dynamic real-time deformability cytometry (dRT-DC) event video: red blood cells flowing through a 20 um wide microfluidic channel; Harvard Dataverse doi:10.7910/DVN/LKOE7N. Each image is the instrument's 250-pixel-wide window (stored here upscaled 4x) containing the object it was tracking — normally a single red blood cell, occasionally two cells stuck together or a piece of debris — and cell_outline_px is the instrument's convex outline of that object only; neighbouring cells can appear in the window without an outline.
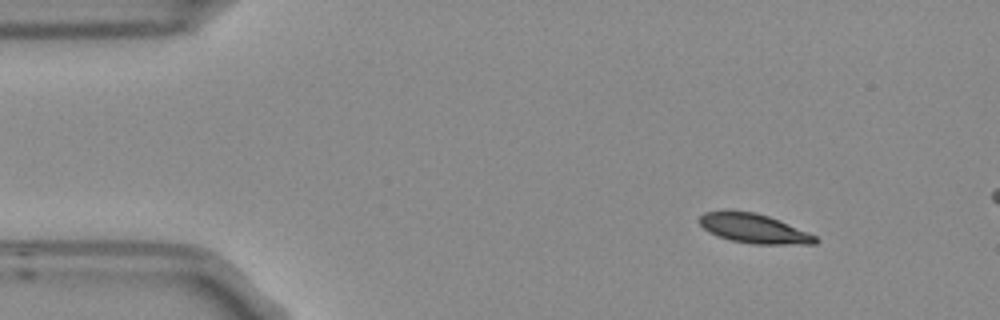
{"species": "Egyptian fruit bat (a non-hibernating species)", "species_latin": "Rousettus aegyptiacus", "temperature_condition": "room temperature", "stored_images_in_passage": 5, "camera_frame_rate_fps": 3000, "um_per_image_px": 0.085, "frame": {"image": 1, "passage_image": 2, "time_ms": 0.333, "image_size_px": [1000, 320], "cell_outline_px": [[820, 240], [816, 244], [752, 244], [732, 240], [716, 236], [708, 232], [696, 220], [704, 212], [756, 212], [780, 220], [808, 232], [816, 236]], "centroid_in_image_um": [64.1, 19.44], "position_along_channel_um": 20.9, "area_um2": 19.71}}